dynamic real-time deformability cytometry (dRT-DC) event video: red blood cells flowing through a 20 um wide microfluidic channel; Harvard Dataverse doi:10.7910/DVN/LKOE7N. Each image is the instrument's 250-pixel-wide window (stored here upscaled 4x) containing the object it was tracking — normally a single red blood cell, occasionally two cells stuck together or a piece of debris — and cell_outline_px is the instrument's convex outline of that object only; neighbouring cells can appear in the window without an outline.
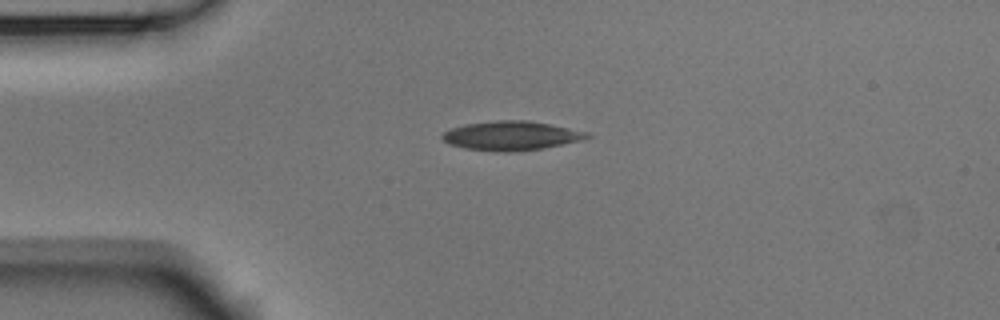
{"species": "Egyptian fruit bat (a non-hibernating species)", "species_latin": "Rousettus aegyptiacus", "temperature_condition": "room temperature", "stored_images_in_passage": 42, "camera_frame_rate_fps": 3000, "um_per_image_px": 0.085, "animal": {"sex": "male"}, "frame": {"image": 1, "passage_image": 1, "time_ms": 0.0, "image_size_px": [1000, 320], "cell_outline_px": [[592, 136], [580, 140], [544, 148], [516, 152], [504, 152], [464, 148], [452, 144], [444, 140], [440, 136], [444, 132], [452, 128], [464, 124], [496, 120], [528, 120], [588, 132]], "centroid_in_image_um": [43.45, 11.53], "position_along_channel_um": 41.6, "area_um2": 24.39}}
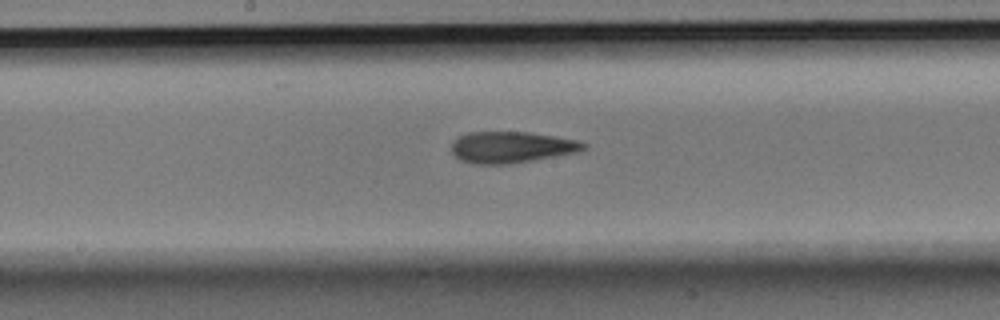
{"frame": {"image": 2, "passage_image": 16, "time_ms": 5.0, "image_size_px": [1000, 320], "cell_outline_px": [[588, 148], [576, 152], [532, 160], [508, 164], [476, 164], [460, 160], [452, 152], [452, 144], [460, 136], [468, 132], [528, 132], [556, 136], [576, 140], [588, 144]], "centroid_in_image_um": [43.49, 12.51], "position_along_channel_um": 204.7, "area_um2": 23.93}}
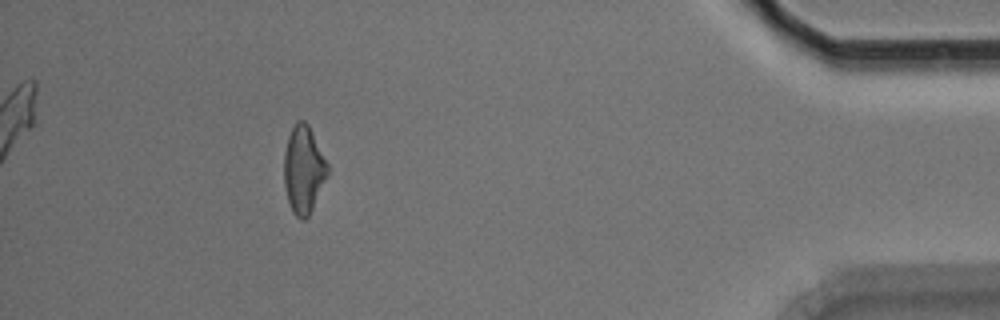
{"frame": {"image": 3, "passage_image": 37, "time_ms": 12.0, "image_size_px": [1000, 320], "cell_outline_px": [[328, 176], [308, 216], [304, 220], [300, 220], [292, 212], [288, 200], [284, 184], [284, 152], [288, 136], [296, 120], [304, 120], [308, 124], [328, 164]], "centroid_in_image_um": [25.8, 14.41], "position_along_channel_um": 409.4, "area_um2": 22.14}, "authors_computed_cell_mechanics": {"area_um2": 23.5824, "velocity_mm_per_s": 3.7121, "shape_relaxation_time_tau1_ms": 7.2558, "shape_relaxation_time_tau2_ms": 3.0776, "deformation_change_tau1": 0.1708, "deformation_change_tau2": 0.1299}}